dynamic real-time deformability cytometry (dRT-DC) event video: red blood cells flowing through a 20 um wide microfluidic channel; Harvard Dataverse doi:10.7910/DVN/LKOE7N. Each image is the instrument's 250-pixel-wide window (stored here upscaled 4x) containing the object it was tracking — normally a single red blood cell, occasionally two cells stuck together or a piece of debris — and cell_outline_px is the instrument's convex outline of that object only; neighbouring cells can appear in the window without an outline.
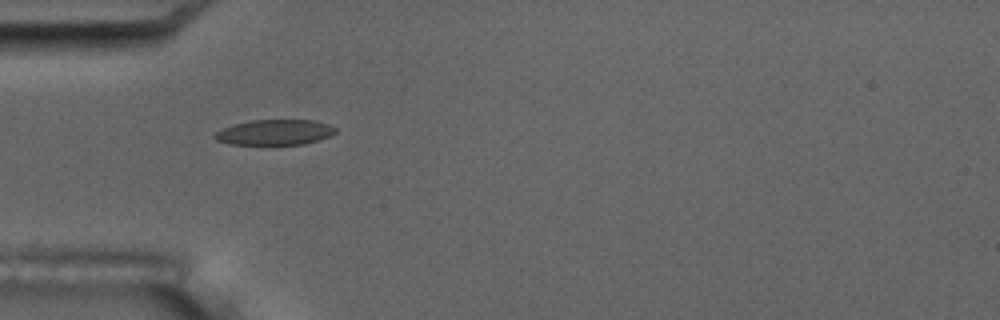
{"species": "common noctule bat (a hibernating species)", "species_latin": "Nyctalus noctula", "temperature_condition": "room temperature", "stored_images_in_passage": 7, "camera_frame_rate_fps": 3000, "um_per_image_px": 0.085, "animal": {"sex": "male", "body_mass_g": 17.5, "forearm_length_mm": 52.3}, "frame": {"image": 1, "passage_image": 6, "time_ms": 5.667, "image_size_px": [1000, 320], "cell_outline_px": [[336, 132], [328, 136], [304, 144], [276, 148], [268, 148], [228, 144], [216, 140], [212, 136], [220, 128], [232, 124], [252, 120], [316, 120], [328, 124], [336, 128]], "centroid_in_image_um": [23.26, 11.31], "position_along_channel_um": 61.7, "area_um2": 19.07}}